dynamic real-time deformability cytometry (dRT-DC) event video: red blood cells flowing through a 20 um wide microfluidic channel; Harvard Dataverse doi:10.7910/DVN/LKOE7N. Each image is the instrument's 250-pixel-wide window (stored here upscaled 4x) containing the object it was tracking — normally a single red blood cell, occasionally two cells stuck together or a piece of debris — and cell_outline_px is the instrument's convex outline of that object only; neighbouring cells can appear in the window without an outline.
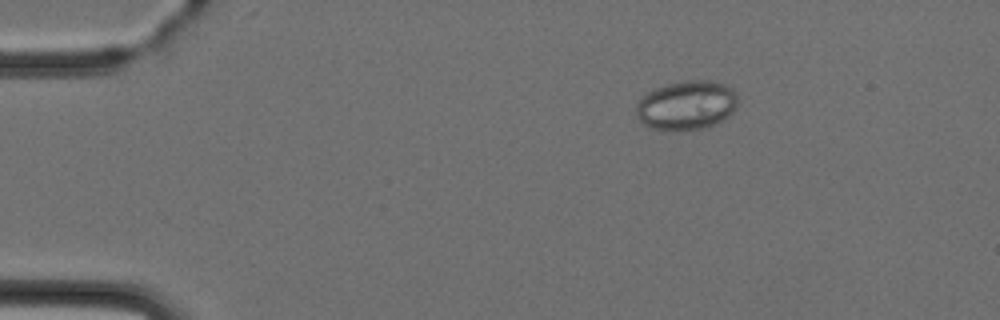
{"species": "Egyptian fruit bat (a non-hibernating species)", "species_latin": "Rousettus aegyptiacus", "temperature_condition": "cold", "stored_images_in_passage": 3, "camera_frame_rate_fps": 3000, "um_per_image_px": 0.085, "animal": {"sex": "female"}, "frame": {"image": 1, "passage_image": 1, "time_ms": 0.0, "image_size_px": [1000, 320], "cell_outline_px": [[740, 100], [736, 108], [728, 116], [716, 124], [700, 128], [652, 128], [644, 124], [636, 116], [636, 104], [648, 92], [656, 88], [668, 84], [684, 80], [708, 80], [724, 84], [732, 88], [736, 92]], "centroid_in_image_um": [58.41, 8.9], "position_along_channel_um": 26.6, "area_um2": 28.73}}